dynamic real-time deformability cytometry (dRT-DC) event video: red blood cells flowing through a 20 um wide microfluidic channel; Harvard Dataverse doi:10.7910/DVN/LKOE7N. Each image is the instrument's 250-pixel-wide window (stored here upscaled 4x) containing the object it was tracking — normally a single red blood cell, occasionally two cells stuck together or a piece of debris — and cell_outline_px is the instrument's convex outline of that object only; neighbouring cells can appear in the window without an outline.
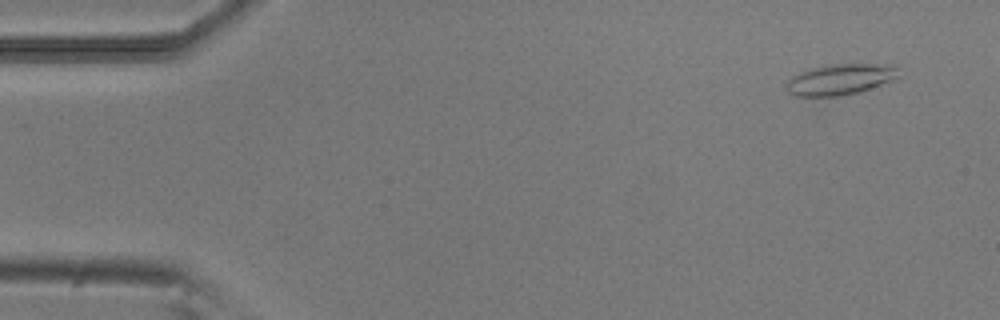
{"species": "common noctule bat (a hibernating species)", "species_latin": "Nyctalus noctula", "temperature_condition": "room temperature", "stored_images_in_passage": 11, "camera_frame_rate_fps": 3000, "um_per_image_px": 0.085, "animal": {"sex": "male", "body_mass_g": 20.5, "forearm_length_mm": 52.5}, "frame": {"image": 1, "passage_image": 4, "time_ms": 1.0, "image_size_px": [1000, 320], "cell_outline_px": [[900, 76], [892, 80], [860, 92], [840, 96], [792, 96], [788, 92], [788, 80], [792, 76], [800, 72], [824, 64], [896, 64]], "centroid_in_image_um": [71.45, 6.74], "position_along_channel_um": 13.6, "area_um2": 20.35}}